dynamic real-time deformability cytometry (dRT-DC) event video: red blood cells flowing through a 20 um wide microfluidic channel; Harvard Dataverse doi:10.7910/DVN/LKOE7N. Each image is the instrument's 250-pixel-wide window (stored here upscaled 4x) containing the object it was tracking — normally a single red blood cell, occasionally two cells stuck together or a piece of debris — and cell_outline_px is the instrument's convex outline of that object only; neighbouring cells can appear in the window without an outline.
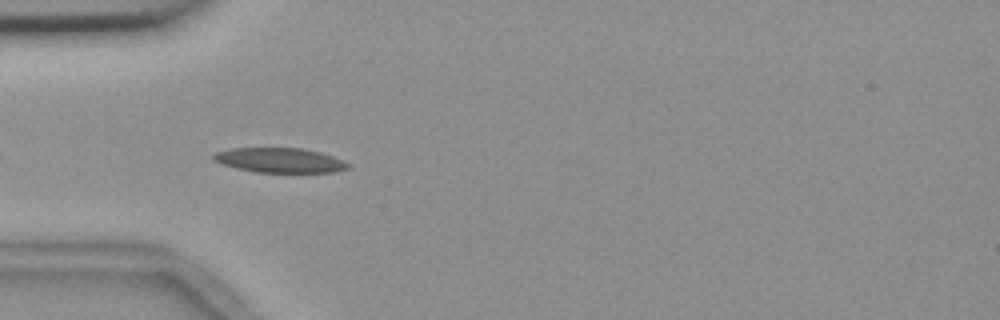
{"species": "common noctule bat (a hibernating species)", "species_latin": "Nyctalus noctula", "temperature_condition": "room temperature", "stored_images_in_passage": 8, "camera_frame_rate_fps": 3000, "um_per_image_px": 0.085, "animal": {"sex": "female", "body_mass_g": 18.4}, "frame": {"image": 1, "passage_image": 4, "time_ms": 1.0, "image_size_px": [1000, 320], "cell_outline_px": [[352, 168], [336, 172], [256, 172], [236, 168], [220, 164], [212, 160], [212, 156], [216, 152], [232, 148], [304, 148], [320, 152], [332, 156], [352, 164]], "centroid_in_image_um": [23.8, 13.62], "position_along_channel_um": 61.2, "area_um2": 19.59}}